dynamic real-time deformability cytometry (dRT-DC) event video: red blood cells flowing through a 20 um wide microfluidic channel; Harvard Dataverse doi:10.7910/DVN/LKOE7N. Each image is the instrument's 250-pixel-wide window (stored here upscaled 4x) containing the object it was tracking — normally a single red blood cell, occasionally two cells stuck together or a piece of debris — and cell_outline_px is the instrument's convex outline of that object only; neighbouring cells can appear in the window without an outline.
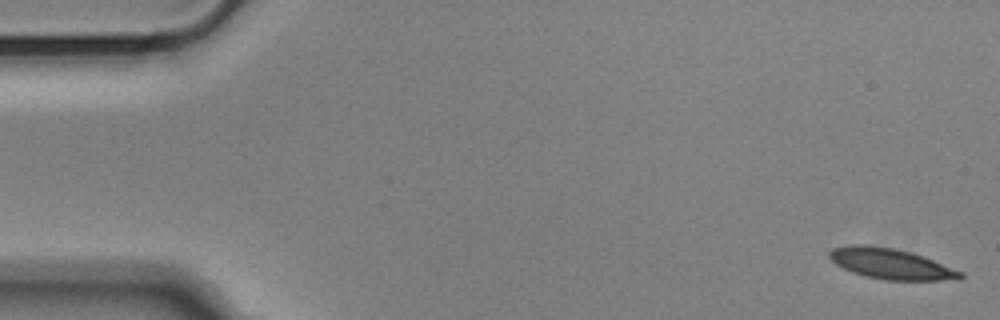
{"species": "Egyptian fruit bat (a non-hibernating species)", "species_latin": "Rousettus aegyptiacus", "temperature_condition": "cold", "stored_images_in_passage": 54, "camera_frame_rate_fps": 3000, "um_per_image_px": 0.085, "animal": {"sex": "male"}, "frame": {"image": 1, "passage_image": 1, "time_ms": 0.0, "image_size_px": [1000, 320], "cell_outline_px": [[964, 276], [960, 280], [884, 280], [864, 276], [852, 272], [836, 264], [828, 256], [828, 252], [832, 248], [852, 244], [864, 244], [896, 248], [932, 260], [964, 272]], "centroid_in_image_um": [75.71, 22.43], "position_along_channel_um": 9.3, "area_um2": 23.35}}
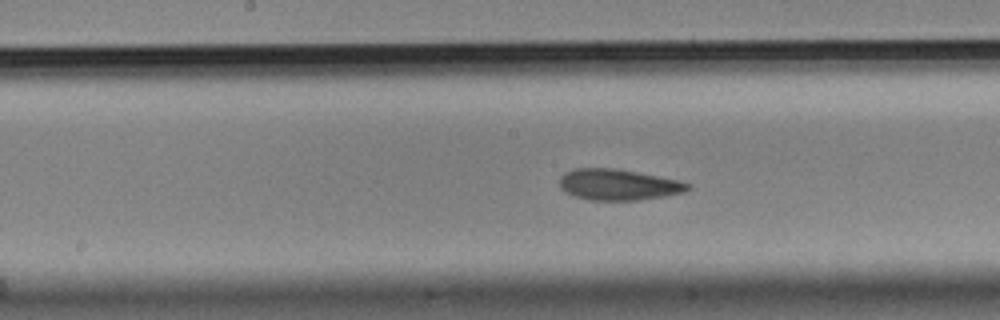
{"frame": {"image": 2, "passage_image": 27, "time_ms": 8.667, "image_size_px": [1000, 320], "cell_outline_px": [[692, 188], [684, 192], [664, 196], [640, 200], [588, 200], [572, 196], [564, 192], [560, 188], [560, 176], [564, 172], [576, 168], [612, 168], [660, 176], [680, 180], [692, 184]], "centroid_in_image_um": [52.56, 15.7], "position_along_channel_um": 195.6, "area_um2": 23.47}}
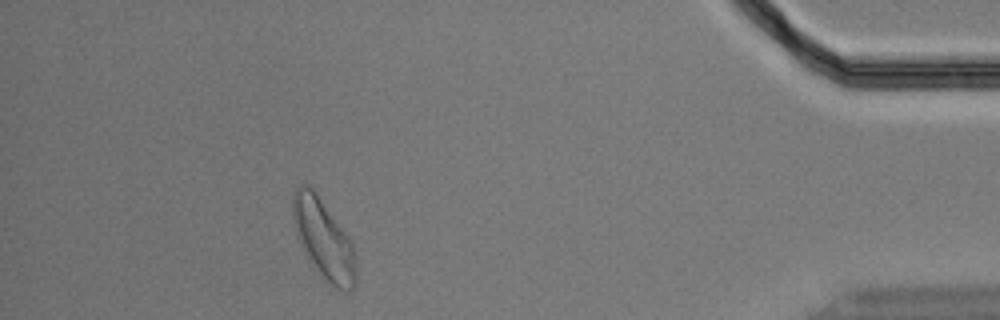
{"frame": {"image": 3, "passage_image": 49, "time_ms": 16.0, "image_size_px": [1000, 320], "cell_outline_px": [[356, 284], [348, 292], [344, 292], [336, 288], [308, 260], [300, 244], [296, 232], [292, 216], [292, 196], [296, 188], [300, 184], [308, 184], [316, 192], [348, 236], [352, 244], [356, 268]], "centroid_in_image_um": [27.49, 20.3], "position_along_channel_um": 407.7, "area_um2": 28.96}, "authors_computed_cell_mechanics": {"area_um2": 23.7558, "velocity_mm_per_s": 3.6251, "shape_relaxation_time_tau1_ms": 4.9912, "shape_relaxation_time_tau2_ms": 2.8906, "deformation_change_tau1": 0.1305, "deformation_change_tau2": 0.0932}}